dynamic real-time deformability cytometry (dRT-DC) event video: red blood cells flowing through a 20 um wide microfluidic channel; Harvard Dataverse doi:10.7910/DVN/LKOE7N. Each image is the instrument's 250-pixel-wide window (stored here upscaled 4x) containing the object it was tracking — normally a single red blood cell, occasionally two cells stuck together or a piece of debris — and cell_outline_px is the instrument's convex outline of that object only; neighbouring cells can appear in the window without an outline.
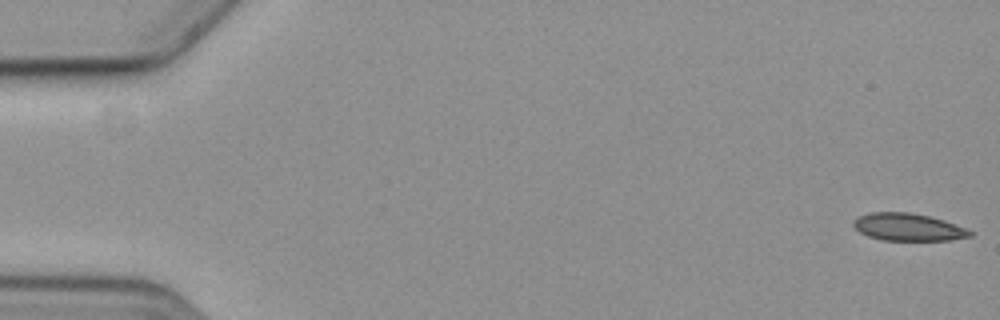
{"species": "common noctule bat (a hibernating species)", "species_latin": "Nyctalus noctula", "temperature_condition": "cold", "stored_images_in_passage": 7, "segment_of_instrument_passage": [1, 2], "camera_frame_rate_fps": 3000, "um_per_image_px": 0.085, "animal": {"sex": "female", "body_mass_g": 19.3, "forearm_length_mm": 54.1}, "frame": {"image": 1, "passage_image": 1, "time_ms": 0.0, "image_size_px": [1000, 320], "cell_outline_px": [[972, 236], [952, 240], [884, 240], [868, 236], [860, 232], [852, 224], [852, 220], [860, 216], [872, 212], [908, 212], [928, 216], [944, 220], [964, 228], [972, 232]], "centroid_in_image_um": [77.17, 19.3], "position_along_channel_um": 7.8, "area_um2": 18.44}}
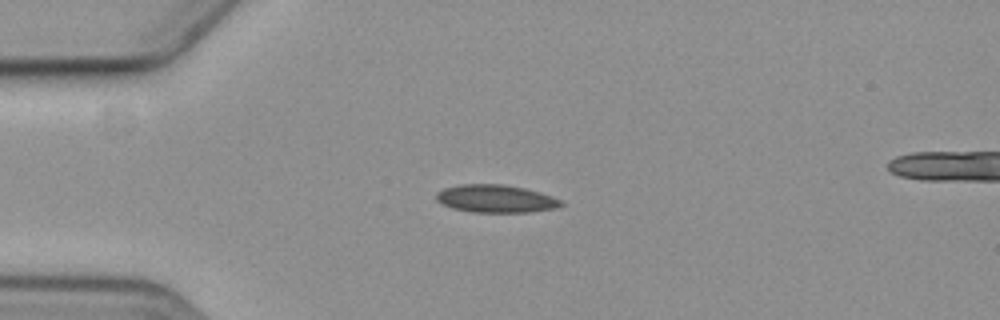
{"frame": {"image": 2, "passage_image": 5, "time_ms": 4.667, "image_size_px": [1000, 320], "cell_outline_px": [[564, 204], [556, 208], [532, 212], [472, 212], [452, 208], [436, 200], [436, 192], [444, 188], [460, 184], [504, 184], [524, 188], [540, 192], [552, 196], [560, 200]], "centroid_in_image_um": [42.14, 16.89], "position_along_channel_um": 42.9, "area_um2": 20.23}}